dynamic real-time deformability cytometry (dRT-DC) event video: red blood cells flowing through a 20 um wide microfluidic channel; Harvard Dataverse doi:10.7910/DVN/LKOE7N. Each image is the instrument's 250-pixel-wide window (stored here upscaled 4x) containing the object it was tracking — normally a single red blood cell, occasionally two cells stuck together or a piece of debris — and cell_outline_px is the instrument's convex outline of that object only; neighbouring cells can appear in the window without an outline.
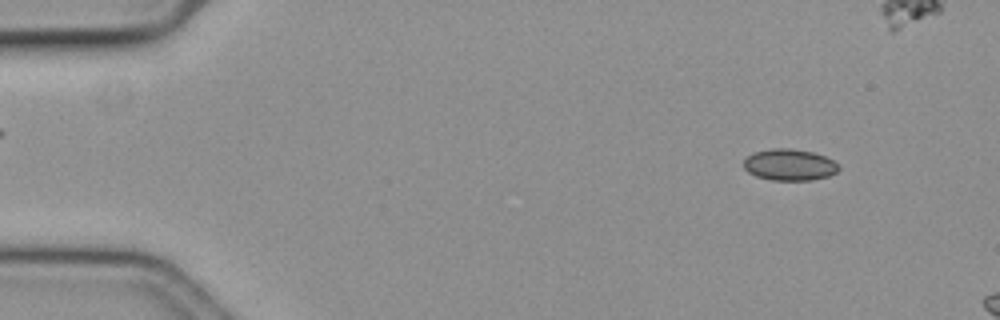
{"species": "common noctule bat (a hibernating species)", "species_latin": "Nyctalus noctula", "temperature_condition": "cold", "stored_images_in_passage": 12, "camera_frame_rate_fps": 3000, "um_per_image_px": 0.085, "animal": {"sex": "female", "body_mass_g": 19.3, "forearm_length_mm": 54.1}, "frame": {"image": 1, "passage_image": 6, "time_ms": 1.667, "image_size_px": [1000, 320], "cell_outline_px": [[840, 168], [836, 172], [828, 176], [812, 180], [772, 180], [756, 176], [748, 172], [744, 168], [744, 160], [752, 152], [772, 148], [792, 148], [812, 152], [824, 156], [840, 164]], "centroid_in_image_um": [67.11, 14.0], "position_along_channel_um": 17.9, "area_um2": 17.51}}